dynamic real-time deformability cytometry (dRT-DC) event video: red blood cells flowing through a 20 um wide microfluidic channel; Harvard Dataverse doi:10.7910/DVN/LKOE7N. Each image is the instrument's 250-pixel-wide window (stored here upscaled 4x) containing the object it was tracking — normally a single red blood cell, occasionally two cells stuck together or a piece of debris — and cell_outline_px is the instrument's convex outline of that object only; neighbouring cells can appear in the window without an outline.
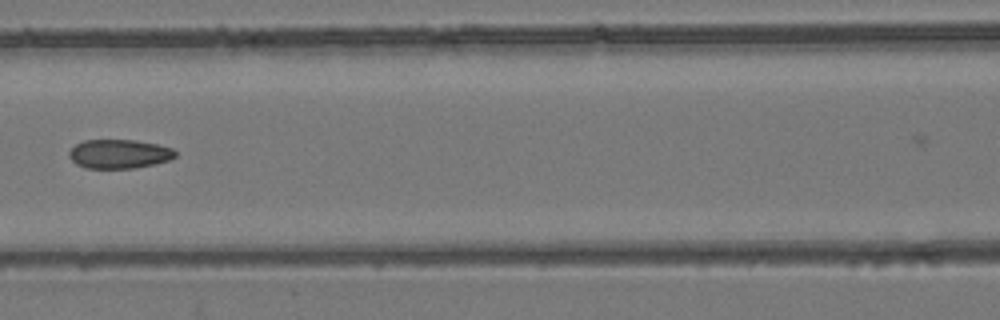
{"species": "common noctule bat (a hibernating species)", "species_latin": "Nyctalus noctula", "temperature_condition": "room temperature", "stored_images_in_passage": 7, "camera_frame_rate_fps": 3000, "um_per_image_px": 0.085, "animal": {"sex": "female", "body_mass_g": 24.6, "forearm_length_mm": 56.2}, "frame": {"image": 1, "passage_image": 7, "time_ms": 6.667, "image_size_px": [1000, 320], "cell_outline_px": [[176, 156], [168, 160], [136, 168], [84, 168], [76, 164], [68, 156], [68, 152], [76, 144], [84, 140], [136, 140], [156, 144], [172, 148], [176, 152]], "centroid_in_image_um": [10.1, 13.08], "position_along_channel_um": 156.5, "area_um2": 17.92}}